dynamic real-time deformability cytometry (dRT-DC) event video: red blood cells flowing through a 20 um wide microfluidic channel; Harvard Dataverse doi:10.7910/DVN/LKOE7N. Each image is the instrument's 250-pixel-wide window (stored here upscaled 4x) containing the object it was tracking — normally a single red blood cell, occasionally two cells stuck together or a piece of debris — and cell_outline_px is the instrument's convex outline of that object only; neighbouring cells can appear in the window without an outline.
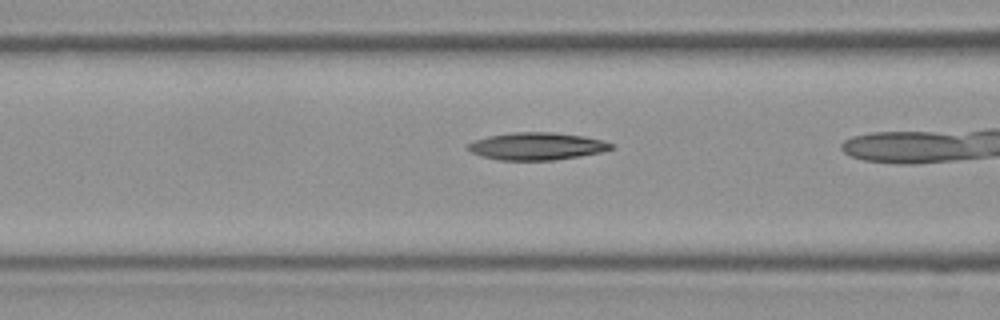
{"species": "Egyptian fruit bat (a non-hibernating species)", "species_latin": "Rousettus aegyptiacus", "temperature_condition": "room temperature", "stored_images_in_passage": 19, "camera_frame_rate_fps": 3000, "um_per_image_px": 0.085, "frame": {"image": 1, "passage_image": 4, "time_ms": 1.0, "image_size_px": [1000, 320], "cell_outline_px": [[616, 148], [600, 152], [580, 156], [556, 160], [496, 160], [480, 156], [472, 152], [464, 144], [472, 140], [488, 136], [512, 132], [552, 132], [584, 136], [604, 140], [616, 144]], "centroid_in_image_um": [45.63, 12.42], "position_along_channel_um": 121.0, "area_um2": 23.29}}
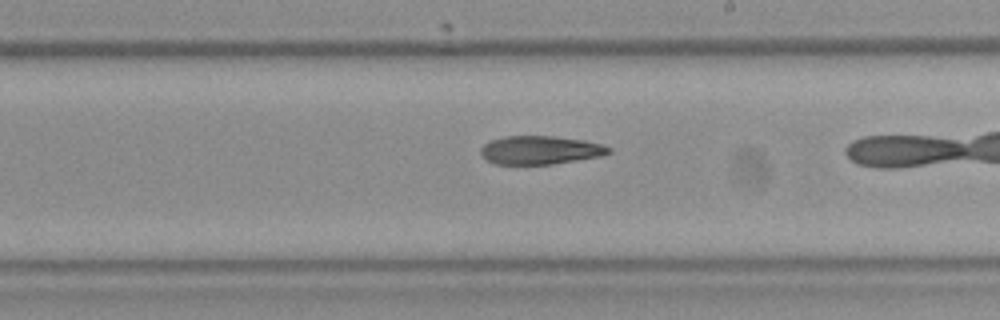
{"frame": {"image": 2, "passage_image": 11, "time_ms": 3.333, "image_size_px": [1000, 320], "cell_outline_px": [[612, 152], [604, 156], [552, 164], [492, 164], [480, 156], [480, 148], [484, 144], [492, 140], [504, 136], [552, 136], [584, 140], [600, 144], [612, 148]], "centroid_in_image_um": [45.91, 12.76], "position_along_channel_um": 243.1, "area_um2": 21.44}}
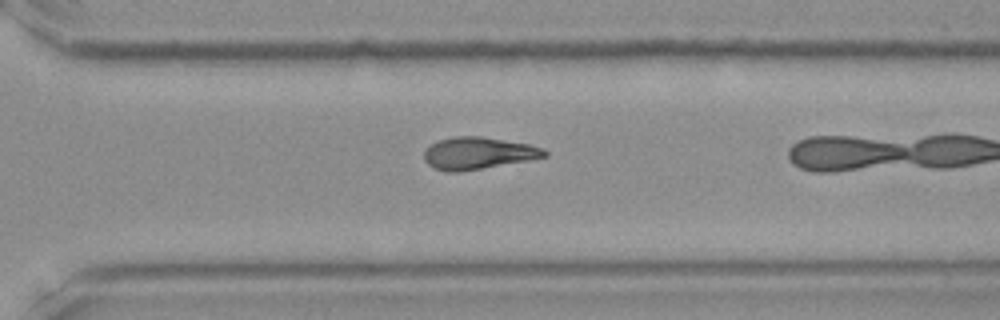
{"frame": {"image": 3, "passage_image": 16, "time_ms": 5.0, "image_size_px": [1000, 320], "cell_outline_px": [[548, 156], [528, 160], [460, 172], [448, 172], [432, 168], [424, 160], [424, 152], [432, 144], [440, 140], [456, 136], [480, 136], [528, 144], [544, 148], [548, 152]], "centroid_in_image_um": [40.64, 13.03], "position_along_channel_um": 330.0, "area_um2": 22.37}}